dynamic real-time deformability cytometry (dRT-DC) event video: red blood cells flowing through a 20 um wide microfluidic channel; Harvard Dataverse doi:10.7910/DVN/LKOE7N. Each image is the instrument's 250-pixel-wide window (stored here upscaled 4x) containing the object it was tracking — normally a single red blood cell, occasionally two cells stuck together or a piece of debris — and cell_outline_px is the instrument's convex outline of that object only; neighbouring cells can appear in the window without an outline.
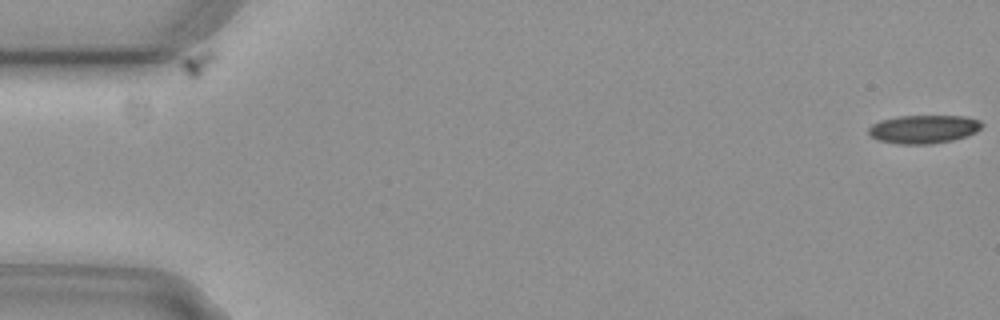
{"species": "common noctule bat (a hibernating species)", "species_latin": "Nyctalus noctula", "temperature_condition": "cold", "stored_images_in_passage": 5, "camera_frame_rate_fps": 3000, "um_per_image_px": 0.085, "animal": {"sex": "female", "body_mass_g": 29.2, "forearm_length_mm": 56.3}, "frame": {"image": 1, "passage_image": 1, "time_ms": 0.0, "image_size_px": [1000, 320], "cell_outline_px": [[984, 124], [976, 132], [952, 140], [932, 144], [900, 144], [876, 140], [868, 132], [868, 128], [872, 124], [880, 120], [900, 116], [964, 116], [980, 120]], "centroid_in_image_um": [78.49, 10.98], "position_along_channel_um": 6.5, "area_um2": 18.73}}